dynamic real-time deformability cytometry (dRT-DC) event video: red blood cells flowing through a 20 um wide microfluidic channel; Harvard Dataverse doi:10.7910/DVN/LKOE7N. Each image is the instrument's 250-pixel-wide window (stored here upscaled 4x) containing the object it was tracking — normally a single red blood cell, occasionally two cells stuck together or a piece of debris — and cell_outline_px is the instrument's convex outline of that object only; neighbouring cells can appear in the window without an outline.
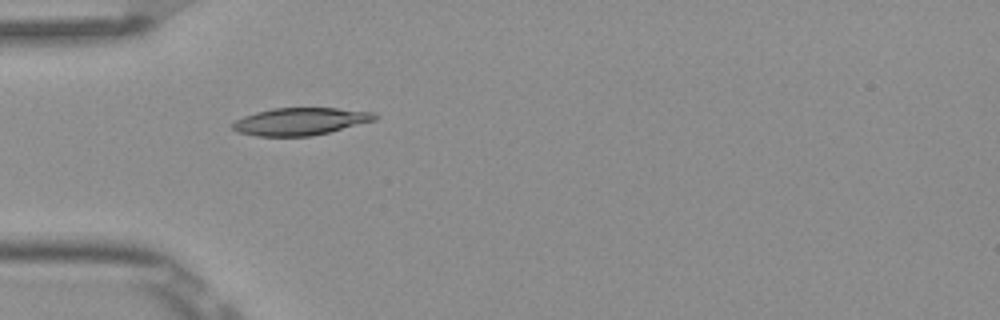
{"species": "Egyptian fruit bat (a non-hibernating species)", "species_latin": "Rousettus aegyptiacus", "temperature_condition": "room temperature", "stored_images_in_passage": 1, "camera_frame_rate_fps": 3000, "um_per_image_px": 0.085, "frame": {"image": 1, "passage_image": 1, "time_ms": 0.0, "image_size_px": [1000, 320], "cell_outline_px": [[376, 120], [312, 136], [256, 136], [236, 132], [232, 128], [232, 124], [236, 120], [244, 116], [256, 112], [272, 108], [336, 108], [376, 112]], "centroid_in_image_um": [25.51, 10.32], "position_along_channel_um": 59.5, "area_um2": 22.66}}